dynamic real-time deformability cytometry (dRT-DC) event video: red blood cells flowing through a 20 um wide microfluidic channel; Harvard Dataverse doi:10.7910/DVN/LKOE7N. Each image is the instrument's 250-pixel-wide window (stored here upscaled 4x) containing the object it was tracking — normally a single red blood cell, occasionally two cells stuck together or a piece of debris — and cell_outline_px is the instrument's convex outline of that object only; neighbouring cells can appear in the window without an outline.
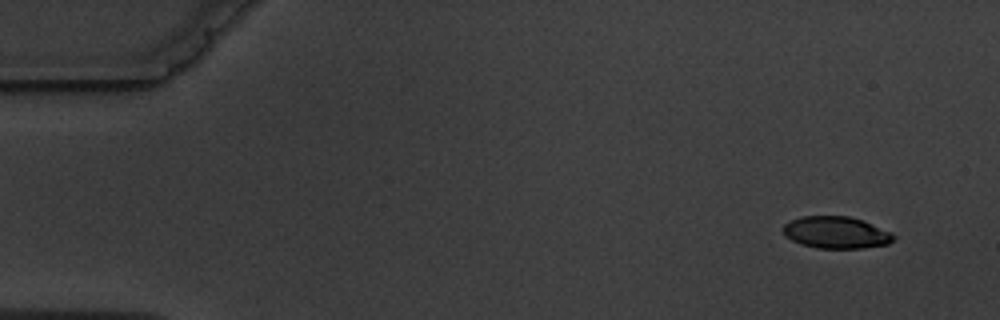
{"species": "common noctule bat (a hibernating species)", "species_latin": "Nyctalus noctula", "temperature_condition": "warm", "stored_images_in_passage": 4, "camera_frame_rate_fps": 3000, "um_per_image_px": 0.085, "animal": {"sex": "male", "body_mass_g": 19.5, "forearm_length_mm": 54.6}, "frame": {"image": 1, "passage_image": 1, "time_ms": 0.0, "image_size_px": [1000, 320], "cell_outline_px": [[896, 236], [888, 244], [864, 248], [816, 248], [792, 240], [784, 236], [784, 224], [800, 216], [848, 216], [860, 220], [892, 232]], "centroid_in_image_um": [71.07, 19.76], "position_along_channel_um": 13.9, "area_um2": 20.35}}
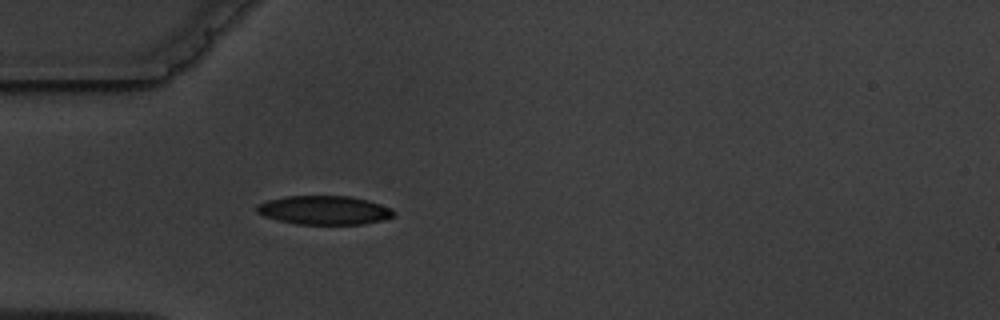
{"frame": {"image": 2, "passage_image": 4, "time_ms": 4.333, "image_size_px": [1000, 320], "cell_outline_px": [[396, 212], [392, 216], [384, 220], [364, 224], [296, 224], [276, 220], [264, 216], [256, 212], [256, 204], [268, 200], [288, 196], [352, 196], [368, 200], [392, 208]], "centroid_in_image_um": [27.56, 17.86], "position_along_channel_um": 57.4, "area_um2": 23.18}}